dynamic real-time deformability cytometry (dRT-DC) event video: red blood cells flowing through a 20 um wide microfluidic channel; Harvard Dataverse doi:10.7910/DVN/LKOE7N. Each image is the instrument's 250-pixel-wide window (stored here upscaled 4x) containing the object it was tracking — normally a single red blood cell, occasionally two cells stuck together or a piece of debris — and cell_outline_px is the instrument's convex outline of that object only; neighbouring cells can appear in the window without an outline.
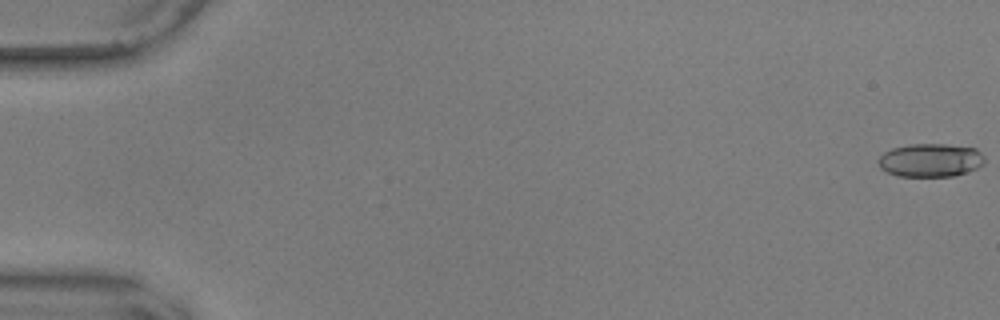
{"species": "common noctule bat (a hibernating species)", "species_latin": "Nyctalus noctula", "temperature_condition": "warm", "stored_images_in_passage": 12, "camera_frame_rate_fps": 3000, "um_per_image_px": 0.085, "animal": {"sex": "male", "body_mass_g": 17.9, "forearm_length_mm": 54.2}, "frame": {"image": 1, "passage_image": 1, "time_ms": 0.0, "image_size_px": [1000, 320], "cell_outline_px": [[984, 164], [976, 168], [956, 176], [896, 176], [880, 168], [876, 160], [884, 152], [892, 148], [912, 144], [944, 144], [976, 148], [984, 156]], "centroid_in_image_um": [79.07, 13.62], "position_along_channel_um": 5.9, "area_um2": 20.75}}